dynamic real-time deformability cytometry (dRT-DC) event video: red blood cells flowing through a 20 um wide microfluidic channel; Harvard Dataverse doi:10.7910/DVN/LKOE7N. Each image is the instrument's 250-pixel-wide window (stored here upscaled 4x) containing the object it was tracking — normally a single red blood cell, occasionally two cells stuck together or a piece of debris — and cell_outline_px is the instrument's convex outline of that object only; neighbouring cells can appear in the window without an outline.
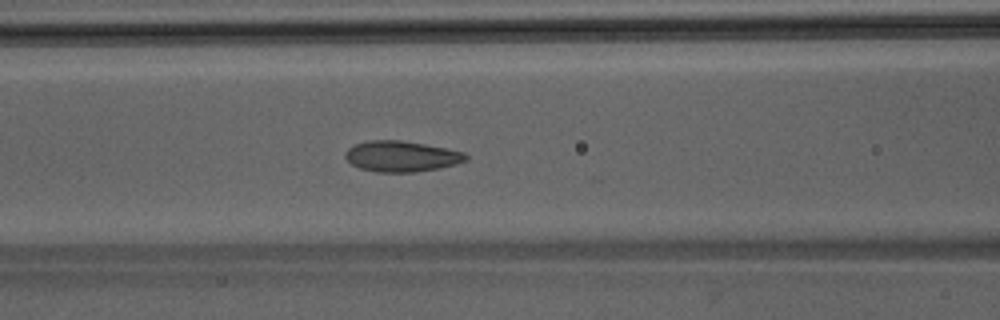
{"species": "Egyptian fruit bat (a non-hibernating species)", "species_latin": "Rousettus aegyptiacus", "temperature_condition": "room temperature", "stored_images_in_passage": 37, "camera_frame_rate_fps": 3000, "um_per_image_px": 0.085, "animal": {"sex": "male"}, "frame": {"image": 1, "passage_image": 9, "time_ms": 2.667, "image_size_px": [1000, 320], "cell_outline_px": [[468, 160], [456, 164], [440, 168], [416, 172], [376, 172], [360, 168], [352, 164], [344, 156], [344, 152], [348, 148], [356, 144], [368, 140], [400, 140], [424, 144], [464, 152], [468, 156]], "centroid_in_image_um": [34.12, 13.29], "position_along_channel_um": 132.5, "area_um2": 21.62}}
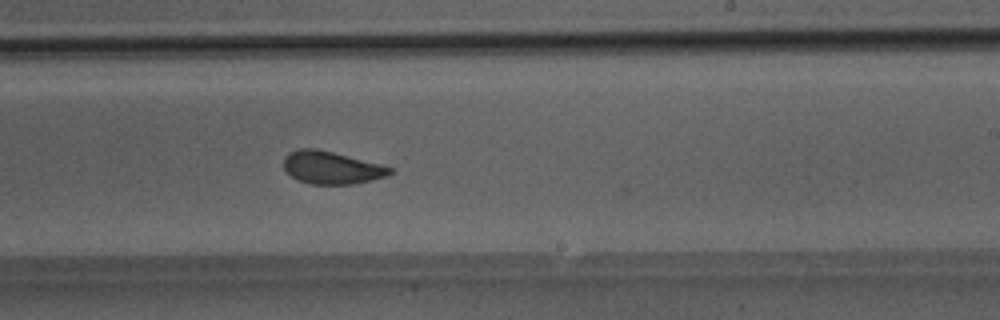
{"frame": {"image": 2, "passage_image": 18, "time_ms": 5.667, "image_size_px": [1000, 320], "cell_outline_px": [[396, 172], [388, 176], [372, 180], [352, 184], [312, 184], [296, 180], [284, 172], [284, 156], [288, 152], [296, 148], [316, 148], [384, 164], [392, 168]], "centroid_in_image_um": [28.18, 14.24], "position_along_channel_um": 260.8, "area_um2": 20.75}}
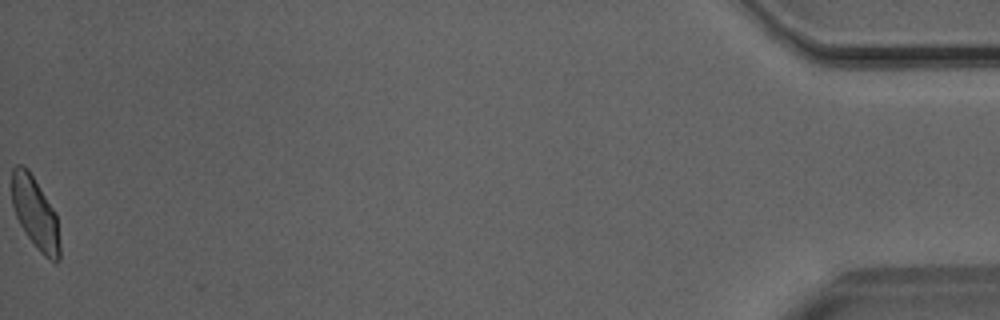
{"frame": {"image": 3, "passage_image": 37, "time_ms": 12.0, "image_size_px": [1000, 320], "cell_outline_px": [[60, 260], [52, 260], [44, 256], [40, 252], [28, 236], [20, 224], [16, 216], [12, 204], [12, 168], [16, 164], [20, 164], [28, 168], [52, 208], [56, 216], [60, 244]], "centroid_in_image_um": [2.98, 18.09], "position_along_channel_um": 432.2, "area_um2": 19.65}}